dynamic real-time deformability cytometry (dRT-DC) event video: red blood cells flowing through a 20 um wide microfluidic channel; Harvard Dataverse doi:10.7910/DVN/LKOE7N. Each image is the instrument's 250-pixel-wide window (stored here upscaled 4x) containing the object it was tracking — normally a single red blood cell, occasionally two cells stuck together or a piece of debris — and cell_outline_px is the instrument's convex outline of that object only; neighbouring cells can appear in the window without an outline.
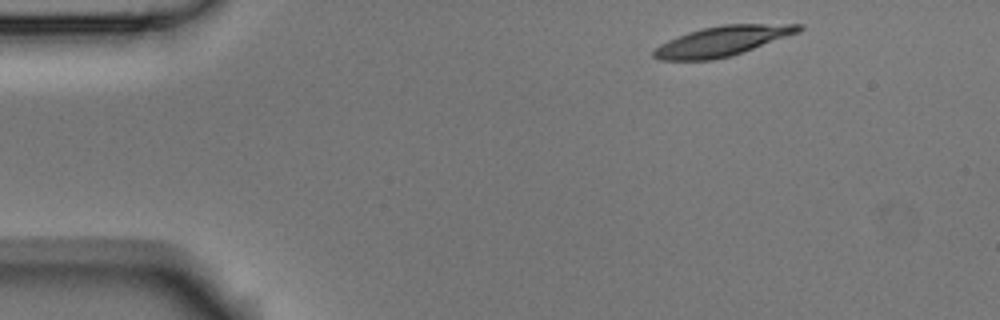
{"species": "Egyptian fruit bat (a non-hibernating species)", "species_latin": "Rousettus aegyptiacus", "temperature_condition": "room temperature", "stored_images_in_passage": 3, "camera_frame_rate_fps": 3000, "um_per_image_px": 0.085, "animal": {"sex": "male"}, "frame": {"image": 1, "passage_image": 1, "time_ms": 0.0, "image_size_px": [1000, 320], "cell_outline_px": [[804, 28], [800, 32], [728, 56], [712, 60], [660, 60], [652, 56], [652, 52], [660, 44], [668, 40], [688, 32], [700, 28], [720, 24], [804, 24]], "centroid_in_image_um": [61.37, 3.47], "position_along_channel_um": 23.6, "area_um2": 25.03}}